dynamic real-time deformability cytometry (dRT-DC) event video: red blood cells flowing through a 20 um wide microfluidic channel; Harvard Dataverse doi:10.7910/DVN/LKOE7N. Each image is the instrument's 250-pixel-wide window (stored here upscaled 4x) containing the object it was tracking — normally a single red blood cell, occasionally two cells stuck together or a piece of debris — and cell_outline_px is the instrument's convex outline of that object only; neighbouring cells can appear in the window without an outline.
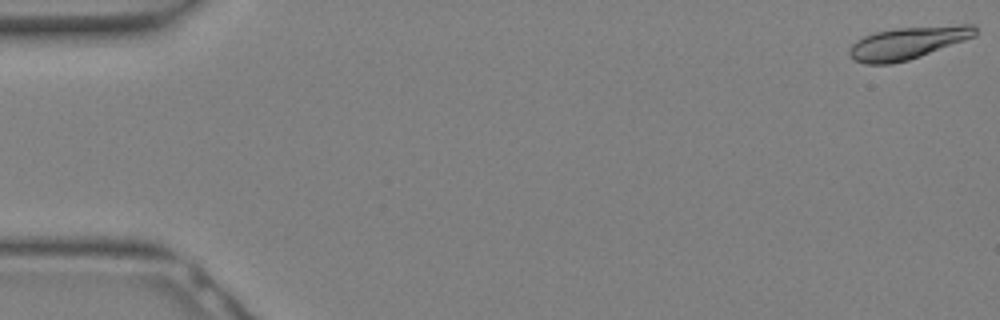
{"species": "Egyptian fruit bat (a non-hibernating species)", "species_latin": "Rousettus aegyptiacus", "temperature_condition": "warm", "stored_images_in_passage": 19, "camera_frame_rate_fps": 3000, "um_per_image_px": 0.085, "animal": {"sex": "female"}, "frame": {"image": 1, "passage_image": 1, "time_ms": 0.0, "image_size_px": [1000, 320], "cell_outline_px": [[976, 36], [920, 56], [908, 60], [892, 64], [864, 64], [856, 60], [848, 52], [848, 48], [856, 40], [864, 36], [876, 32], [896, 28], [960, 24], [972, 24], [976, 28]], "centroid_in_image_um": [77.16, 3.64], "position_along_channel_um": 7.8, "area_um2": 23.7}}
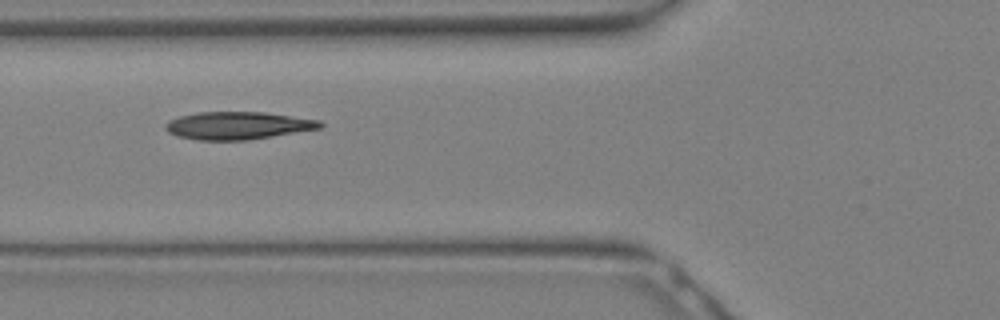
{"frame": {"image": 2, "passage_image": 12, "time_ms": 3.667, "image_size_px": [1000, 320], "cell_outline_px": [[324, 124], [320, 128], [248, 140], [200, 140], [176, 136], [168, 132], [164, 128], [164, 124], [168, 120], [180, 116], [200, 112], [264, 112], [320, 120]], "centroid_in_image_um": [20.18, 10.67], "position_along_channel_um": 105.6, "area_um2": 24.85}}
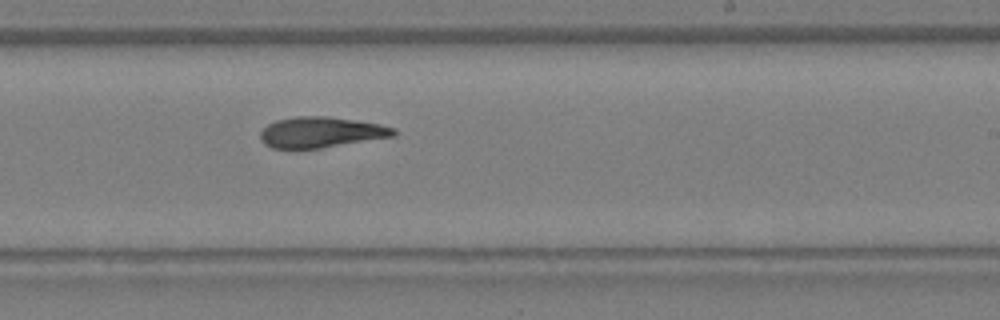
{"frame": {"image": 3, "passage_image": 19, "time_ms": 6.0, "image_size_px": [1000, 320], "cell_outline_px": [[396, 136], [320, 148], [272, 148], [264, 144], [260, 140], [260, 132], [268, 124], [276, 120], [296, 116], [328, 116], [380, 124], [396, 128]], "centroid_in_image_um": [27.29, 11.24], "position_along_channel_um": 261.7, "area_um2": 23.87}}